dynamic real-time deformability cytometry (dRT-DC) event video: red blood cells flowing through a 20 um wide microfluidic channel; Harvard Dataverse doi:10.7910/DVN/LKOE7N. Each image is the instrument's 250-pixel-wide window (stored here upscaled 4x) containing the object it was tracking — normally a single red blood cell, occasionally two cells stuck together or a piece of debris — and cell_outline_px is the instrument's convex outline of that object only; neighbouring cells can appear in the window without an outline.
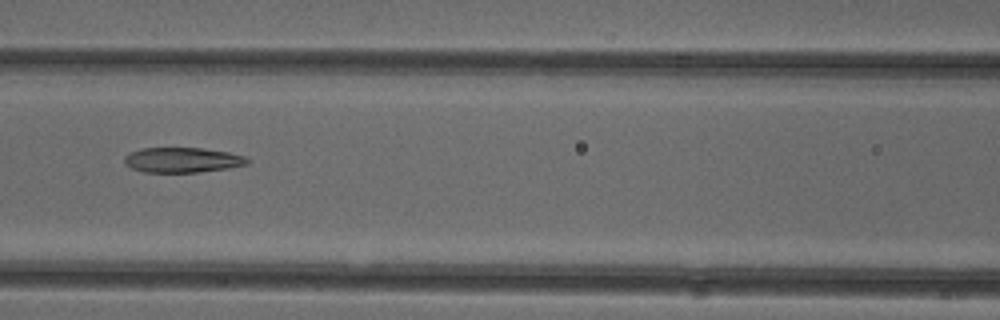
{"species": "common noctule bat (a hibernating species)", "species_latin": "Nyctalus noctula", "temperature_condition": "cold", "stored_images_in_passage": 9, "camera_frame_rate_fps": 3000, "um_per_image_px": 0.085, "animal": {"sex": "female"}, "frame": {"image": 1, "passage_image": 7, "time_ms": 2.0, "image_size_px": [1000, 320], "cell_outline_px": [[248, 164], [228, 168], [196, 172], [144, 172], [132, 168], [124, 164], [124, 156], [128, 152], [140, 148], [204, 148], [228, 152], [244, 156], [248, 160]], "centroid_in_image_um": [15.45, 13.59], "position_along_channel_um": 151.2, "area_um2": 17.98}}
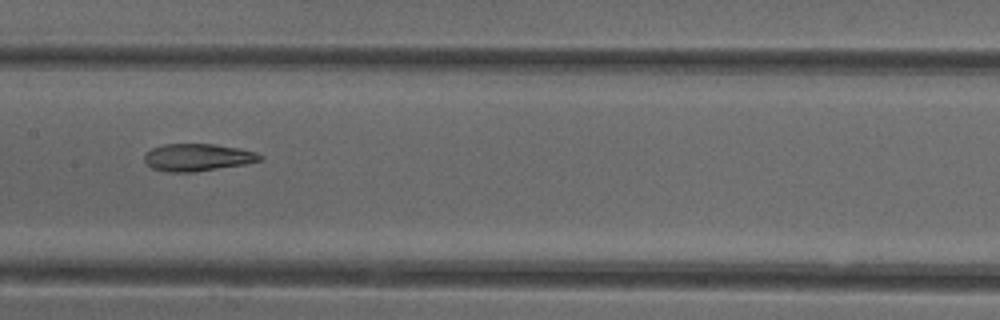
{"frame": {"image": 2, "passage_image": 8, "time_ms": 2.333, "image_size_px": [1000, 320], "cell_outline_px": [[264, 160], [244, 164], [192, 172], [168, 172], [152, 168], [144, 160], [144, 156], [152, 148], [164, 144], [216, 144], [240, 148], [256, 152], [264, 156]], "centroid_in_image_um": [16.84, 13.37], "position_along_channel_um": 190.6, "area_um2": 18.38}}
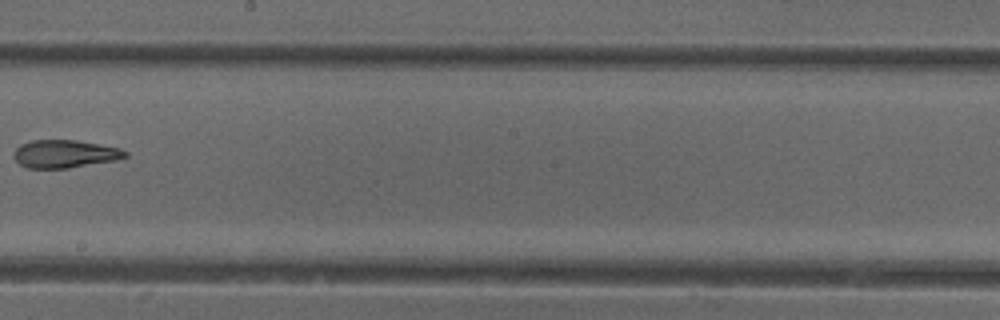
{"frame": {"image": 3, "passage_image": 9, "time_ms": 2.667, "image_size_px": [1000, 320], "cell_outline_px": [[128, 156], [116, 160], [68, 168], [28, 168], [20, 164], [12, 156], [12, 152], [20, 144], [32, 140], [76, 140], [120, 148], [128, 152]], "centroid_in_image_um": [5.48, 13.08], "position_along_channel_um": 242.7, "area_um2": 18.15}}